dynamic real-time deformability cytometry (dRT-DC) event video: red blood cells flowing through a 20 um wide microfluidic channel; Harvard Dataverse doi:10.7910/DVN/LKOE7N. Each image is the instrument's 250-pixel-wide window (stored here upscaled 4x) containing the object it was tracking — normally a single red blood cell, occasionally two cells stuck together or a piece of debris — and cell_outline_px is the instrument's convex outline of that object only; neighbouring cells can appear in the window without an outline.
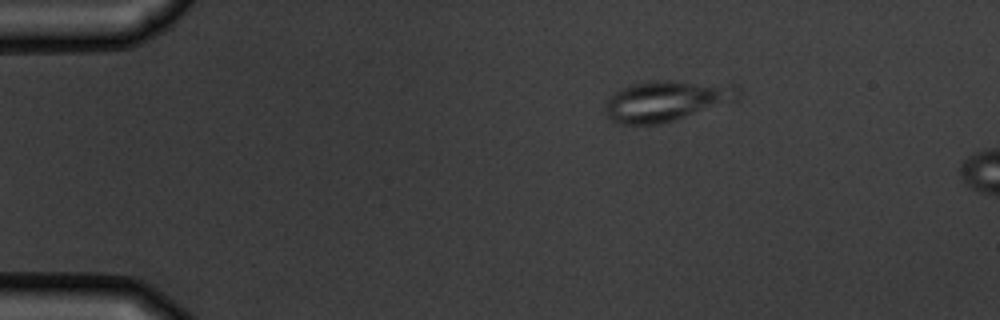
{"species": "common noctule bat (a hibernating species)", "species_latin": "Nyctalus noctula", "temperature_condition": "warm", "stored_images_in_passage": 3, "camera_frame_rate_fps": 3000, "um_per_image_px": 0.085, "animal": {"sex": "male", "body_mass_g": 19.5, "forearm_length_mm": 54.6}, "frame": {"image": 1, "passage_image": 1, "time_ms": 0.0, "image_size_px": [1000, 320], "cell_outline_px": [[740, 96], [736, 100], [672, 120], [656, 124], [620, 124], [612, 120], [604, 112], [604, 104], [616, 92], [632, 84], [652, 80], [672, 80], [736, 84], [740, 88]], "centroid_in_image_um": [56.67, 8.54], "position_along_channel_um": 28.3, "area_um2": 31.33}}